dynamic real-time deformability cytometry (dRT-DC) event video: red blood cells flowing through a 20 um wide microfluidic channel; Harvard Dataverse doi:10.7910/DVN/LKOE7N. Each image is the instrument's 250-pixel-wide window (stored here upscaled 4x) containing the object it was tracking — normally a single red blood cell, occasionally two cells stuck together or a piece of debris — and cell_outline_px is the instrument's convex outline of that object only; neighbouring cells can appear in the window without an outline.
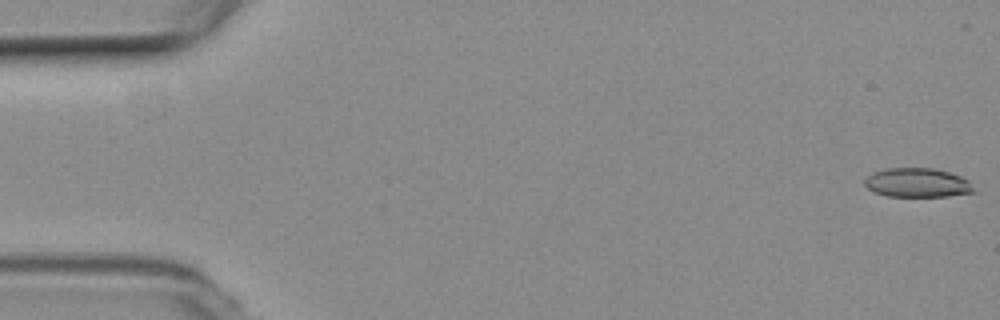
{"species": "common noctule bat (a hibernating species)", "species_latin": "Nyctalus noctula", "temperature_condition": "room temperature", "stored_images_in_passage": 7, "segment_of_instrument_passage": [1, 2], "camera_frame_rate_fps": 3000, "um_per_image_px": 0.085, "animal": {"sex": "female", "body_mass_g": 19.3, "forearm_length_mm": 54.1}, "frame": {"image": 1, "passage_image": 1, "time_ms": 0.0, "image_size_px": [1000, 320], "cell_outline_px": [[976, 192], [948, 196], [888, 196], [876, 192], [868, 188], [864, 184], [864, 180], [872, 172], [888, 168], [932, 168], [948, 172], [960, 176], [968, 180]], "centroid_in_image_um": [77.97, 15.53], "position_along_channel_um": 7.0, "area_um2": 18.38}}